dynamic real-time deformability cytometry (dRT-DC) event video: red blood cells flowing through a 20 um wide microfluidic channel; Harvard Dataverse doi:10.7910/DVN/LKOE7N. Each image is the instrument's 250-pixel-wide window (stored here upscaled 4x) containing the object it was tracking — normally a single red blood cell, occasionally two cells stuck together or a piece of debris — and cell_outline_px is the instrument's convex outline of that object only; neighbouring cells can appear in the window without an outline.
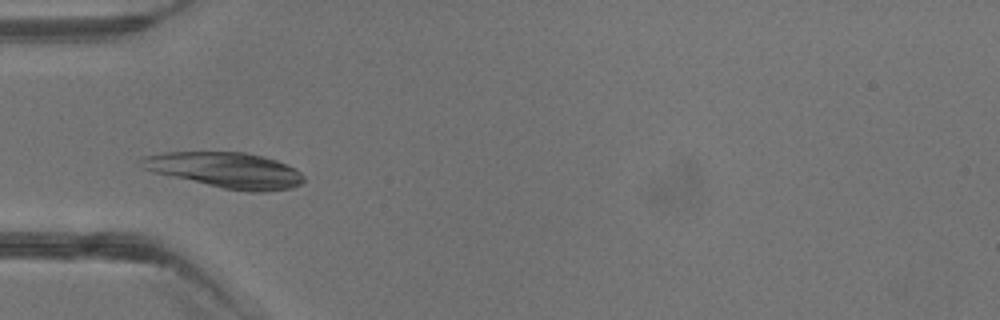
{"species": "common noctule bat (a hibernating species)", "species_latin": "Nyctalus noctula", "temperature_condition": "warm", "stored_images_in_passage": 3, "camera_frame_rate_fps": 3000, "um_per_image_px": 0.085, "animal": {"sex": "male", "body_mass_g": 13.3}, "frame": {"image": 1, "passage_image": 2, "time_ms": 1.333, "image_size_px": [1000, 320], "cell_outline_px": [[304, 180], [300, 184], [292, 188], [264, 192], [248, 192], [224, 188], [156, 172], [140, 168], [136, 160], [144, 156], [164, 152], [244, 152], [264, 156], [276, 160], [296, 168], [304, 176]], "centroid_in_image_um": [19.19, 14.45], "position_along_channel_um": 65.8, "area_um2": 33.58}}
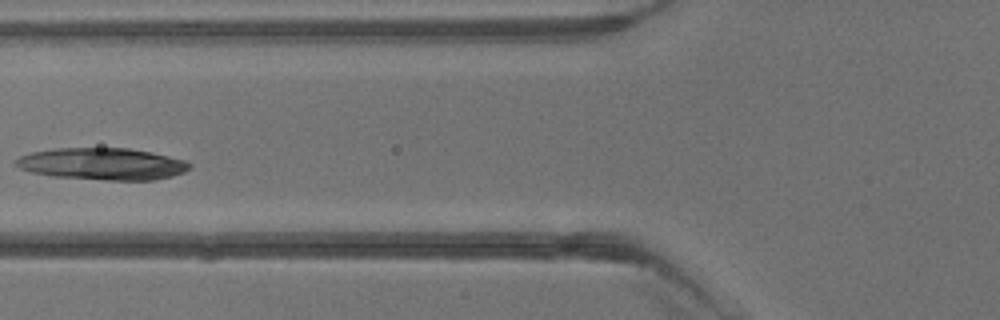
{"frame": {"image": 2, "passage_image": 3, "time_ms": 2.333, "image_size_px": [1000, 320], "cell_outline_px": [[192, 168], [184, 172], [172, 176], [152, 180], [108, 180], [52, 176], [32, 172], [20, 168], [16, 164], [16, 160], [20, 156], [32, 152], [56, 148], [128, 148], [152, 152], [184, 160], [192, 164]], "centroid_in_image_um": [8.74, 13.93], "position_along_channel_um": 117.1, "area_um2": 32.19}}